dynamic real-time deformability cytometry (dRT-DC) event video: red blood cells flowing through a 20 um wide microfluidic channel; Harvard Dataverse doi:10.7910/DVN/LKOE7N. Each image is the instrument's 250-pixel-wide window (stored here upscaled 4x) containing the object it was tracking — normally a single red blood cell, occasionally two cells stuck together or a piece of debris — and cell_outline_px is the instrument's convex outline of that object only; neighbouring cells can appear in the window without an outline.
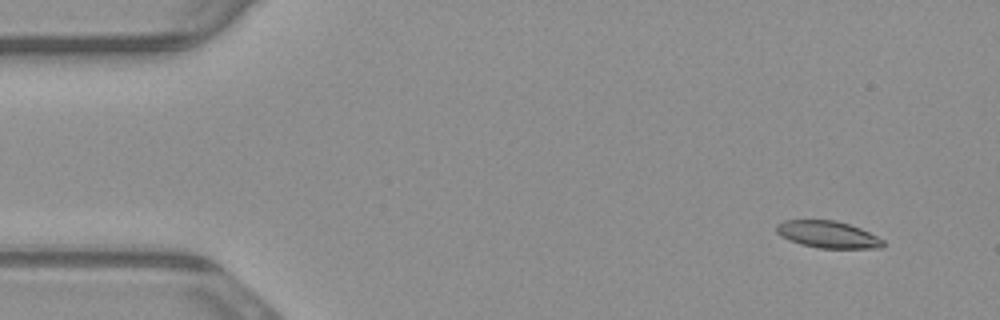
{"species": "common noctule bat (a hibernating species)", "species_latin": "Nyctalus noctula", "temperature_condition": "warm", "stored_images_in_passage": 54, "camera_frame_rate_fps": 3000, "um_per_image_px": 0.085, "animal": {"sex": "male", "body_mass_g": 23.1, "forearm_length_mm": 52.7}, "frame": {"image": 1, "passage_image": 5, "time_ms": 1.333, "image_size_px": [1000, 320], "cell_outline_px": [[884, 244], [880, 248], [820, 248], [800, 244], [780, 236], [776, 232], [776, 224], [784, 220], [836, 220], [860, 228], [884, 240]], "centroid_in_image_um": [70.33, 19.93], "position_along_channel_um": 14.7, "area_um2": 16.7}}
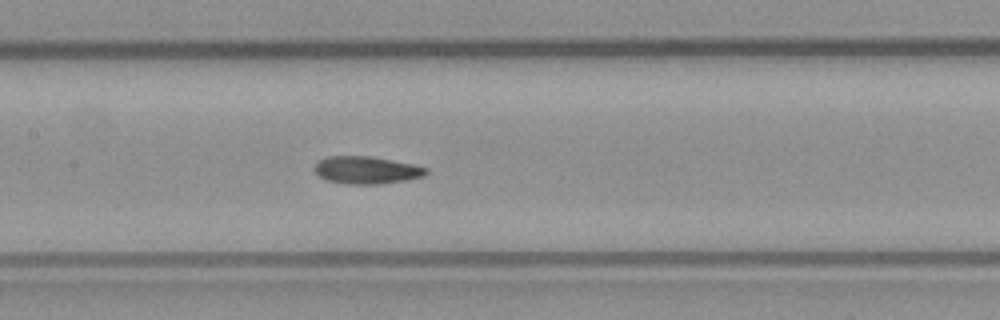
{"frame": {"image": 2, "passage_image": 26, "time_ms": 8.333, "image_size_px": [1000, 320], "cell_outline_px": [[428, 172], [424, 176], [384, 184], [348, 184], [328, 180], [320, 176], [312, 168], [324, 156], [372, 156], [412, 164], [428, 168]], "centroid_in_image_um": [31.15, 14.45], "position_along_channel_um": 176.2, "area_um2": 17.86}}
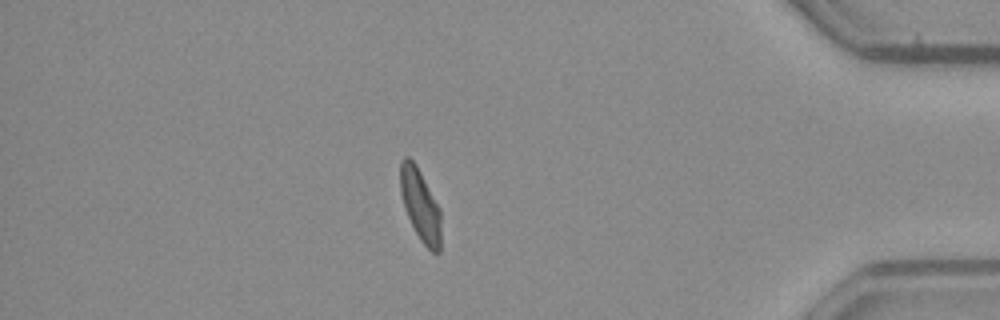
{"frame": {"image": 3, "passage_image": 47, "time_ms": 15.333, "image_size_px": [1000, 320], "cell_outline_px": [[440, 252], [432, 252], [420, 240], [404, 208], [400, 192], [400, 160], [404, 156], [408, 156], [416, 164], [440, 208]], "centroid_in_image_um": [35.71, 17.39], "position_along_channel_um": 399.5, "area_um2": 16.99}, "authors_computed_cell_mechanics": {"area_um2": 17.629, "velocity_mm_per_s": 3.8322, "shape_relaxation_time_tau1_ms": 5.5253, "shape_relaxation_time_tau2_ms": 2.6508, "deformation_change_tau1": 0.1713, "deformation_change_tau2": 0.0962}}